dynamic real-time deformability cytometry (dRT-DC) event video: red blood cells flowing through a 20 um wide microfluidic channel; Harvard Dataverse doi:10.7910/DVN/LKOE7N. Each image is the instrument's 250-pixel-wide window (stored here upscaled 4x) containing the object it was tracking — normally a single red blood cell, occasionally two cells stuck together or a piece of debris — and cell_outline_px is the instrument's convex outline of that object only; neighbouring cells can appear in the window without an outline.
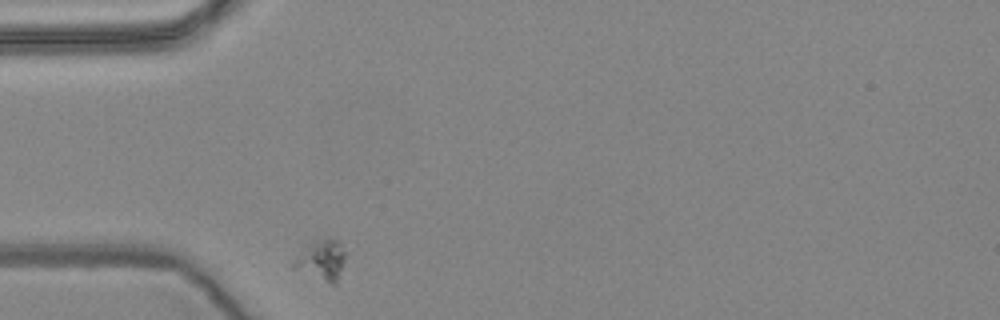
{"species": "common noctule bat (a hibernating species)", "species_latin": "Nyctalus noctula", "temperature_condition": "warm", "stored_images_in_passage": 33, "camera_frame_rate_fps": 3000, "um_per_image_px": 0.085, "animal": {"sex": "female", "body_mass_g": 24.6, "forearm_length_mm": 56.2}, "frame": {"image": 1, "passage_image": 1, "time_ms": 0.0, "image_size_px": [1000, 320], "cell_outline_px": [[348, 252], [336, 284], [332, 284], [292, 268], [292, 260], [312, 240], [324, 236], [332, 236]], "centroid_in_image_um": [27.35, 22.04], "position_along_channel_um": 57.7, "area_um2": 12.6}}
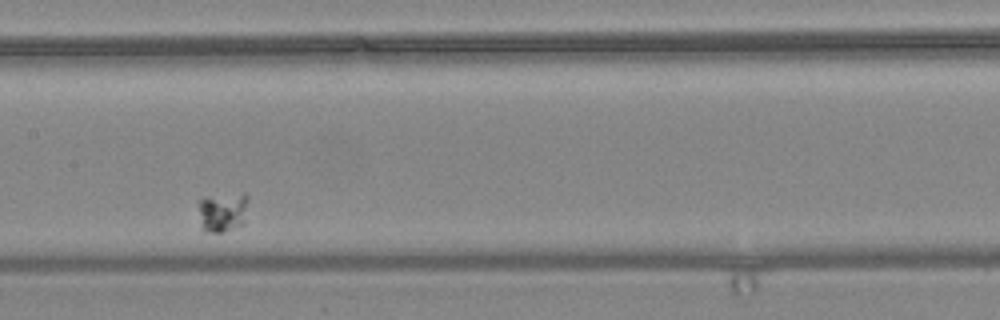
{"frame": {"image": 2, "passage_image": 15, "time_ms": 4.667, "image_size_px": [1000, 320], "cell_outline_px": [[248, 200], [244, 224], [220, 232], [204, 232], [200, 228], [200, 196], [244, 192], [248, 196]], "centroid_in_image_um": [18.93, 17.98], "position_along_channel_um": 188.5, "area_um2": 11.85}}
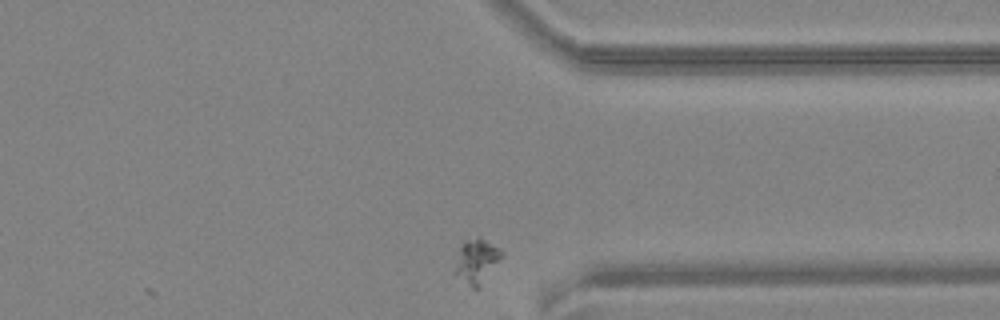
{"frame": {"image": 3, "passage_image": 33, "time_ms": 10.667, "image_size_px": [1000, 320], "cell_outline_px": [[504, 252], [480, 288], [472, 288], [452, 272], [460, 248], [468, 240], [476, 236], [480, 236], [500, 248]], "centroid_in_image_um": [40.5, 22.2], "position_along_channel_um": 370.9, "area_um2": 12.02}}